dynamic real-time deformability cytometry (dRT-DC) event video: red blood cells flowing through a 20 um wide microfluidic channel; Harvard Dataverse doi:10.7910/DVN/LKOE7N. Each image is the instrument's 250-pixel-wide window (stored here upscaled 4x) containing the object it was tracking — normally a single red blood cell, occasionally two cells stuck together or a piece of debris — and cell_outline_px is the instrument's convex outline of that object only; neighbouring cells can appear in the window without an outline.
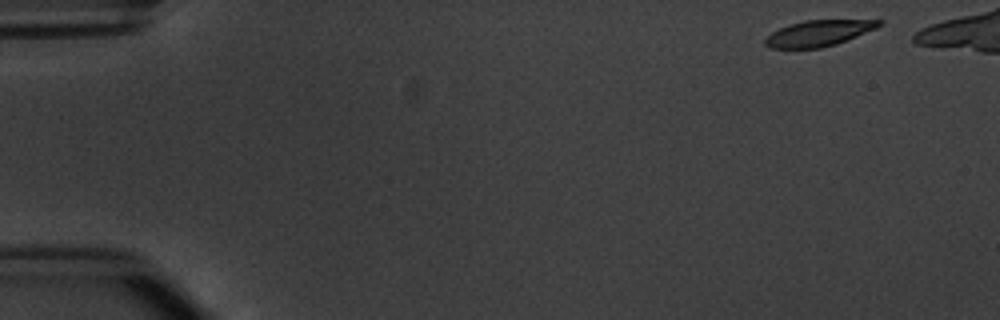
{"species": "common noctule bat (a hibernating species)", "species_latin": "Nyctalus noctula", "temperature_condition": "warm", "stored_images_in_passage": 5, "camera_frame_rate_fps": 3000, "um_per_image_px": 0.085, "animal": {"sex": "male", "body_mass_g": 20.1, "forearm_length_mm": 53.5}, "frame": {"image": 1, "passage_image": 1, "time_ms": 0.0, "image_size_px": [1000, 320], "cell_outline_px": [[884, 24], [876, 28], [848, 40], [836, 44], [820, 48], [772, 48], [764, 44], [764, 40], [772, 32], [788, 24], [804, 20], [884, 20]], "centroid_in_image_um": [69.6, 2.82], "position_along_channel_um": 15.4, "area_um2": 17.22}}